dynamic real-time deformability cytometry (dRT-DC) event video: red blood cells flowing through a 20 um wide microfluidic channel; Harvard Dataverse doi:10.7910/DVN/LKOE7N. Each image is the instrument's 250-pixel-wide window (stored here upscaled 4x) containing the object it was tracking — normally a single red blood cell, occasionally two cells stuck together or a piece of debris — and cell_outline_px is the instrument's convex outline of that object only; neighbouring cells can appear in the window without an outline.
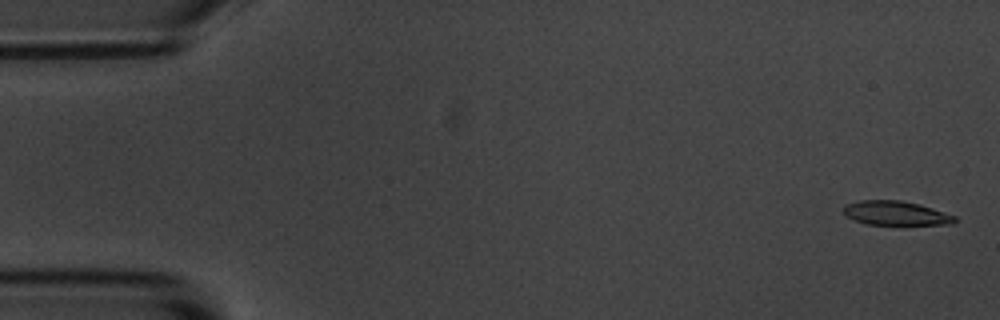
{"species": "common noctule bat (a hibernating species)", "species_latin": "Nyctalus noctula", "temperature_condition": "room temperature", "stored_images_in_passage": 6, "camera_frame_rate_fps": 3000, "um_per_image_px": 0.085, "animal": {"sex": "male", "body_mass_g": 20.1, "forearm_length_mm": 53.5}, "frame": {"image": 1, "passage_image": 1, "time_ms": 0.0, "image_size_px": [1000, 320], "cell_outline_px": [[956, 220], [952, 224], [864, 224], [844, 216], [844, 204], [860, 200], [900, 200], [920, 204], [956, 216]], "centroid_in_image_um": [76.09, 18.11], "position_along_channel_um": 8.9, "area_um2": 15.66}}
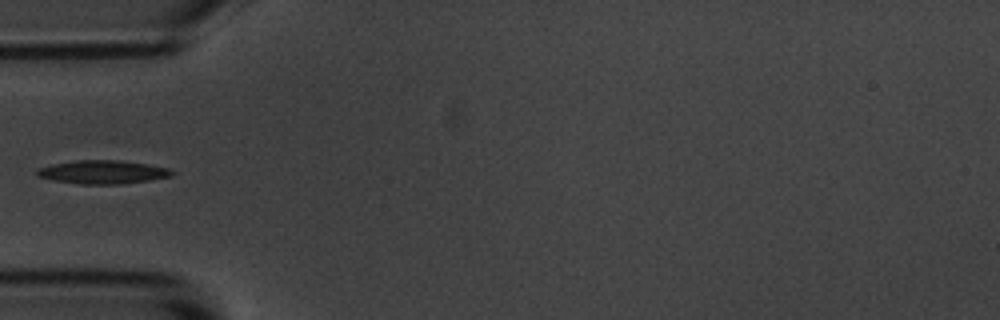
{"frame": {"image": 2, "passage_image": 5, "time_ms": 5.333, "image_size_px": [1000, 320], "cell_outline_px": [[176, 172], [172, 176], [148, 180], [120, 184], [80, 184], [56, 180], [36, 176], [36, 168], [52, 164], [76, 160], [120, 160], [148, 164], [168, 168]], "centroid_in_image_um": [8.73, 14.62], "position_along_channel_um": 76.3, "area_um2": 18.44}}